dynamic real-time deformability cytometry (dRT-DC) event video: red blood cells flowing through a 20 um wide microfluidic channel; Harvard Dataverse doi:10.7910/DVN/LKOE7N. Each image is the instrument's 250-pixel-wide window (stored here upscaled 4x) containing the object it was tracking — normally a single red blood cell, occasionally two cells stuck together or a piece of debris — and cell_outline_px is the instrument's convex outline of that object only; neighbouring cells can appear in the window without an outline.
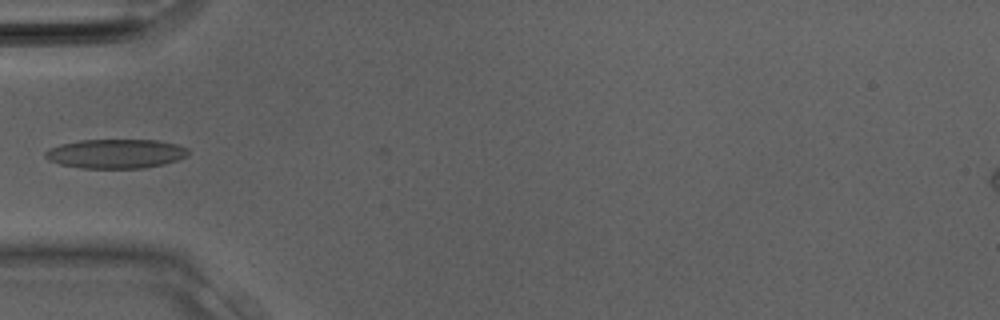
{"species": "Egyptian fruit bat (a non-hibernating species)", "species_latin": "Rousettus aegyptiacus", "temperature_condition": "room temperature", "stored_images_in_passage": 7, "camera_frame_rate_fps": 3000, "um_per_image_px": 0.085, "animal": {"sex": "male"}, "frame": {"image": 1, "passage_image": 6, "time_ms": 1.667, "image_size_px": [1000, 320], "cell_outline_px": [[188, 156], [164, 164], [144, 168], [80, 168], [60, 164], [48, 160], [44, 156], [44, 152], [48, 148], [60, 144], [80, 140], [160, 140], [176, 144], [188, 148]], "centroid_in_image_um": [9.82, 13.06], "position_along_channel_um": 75.2, "area_um2": 24.51}}